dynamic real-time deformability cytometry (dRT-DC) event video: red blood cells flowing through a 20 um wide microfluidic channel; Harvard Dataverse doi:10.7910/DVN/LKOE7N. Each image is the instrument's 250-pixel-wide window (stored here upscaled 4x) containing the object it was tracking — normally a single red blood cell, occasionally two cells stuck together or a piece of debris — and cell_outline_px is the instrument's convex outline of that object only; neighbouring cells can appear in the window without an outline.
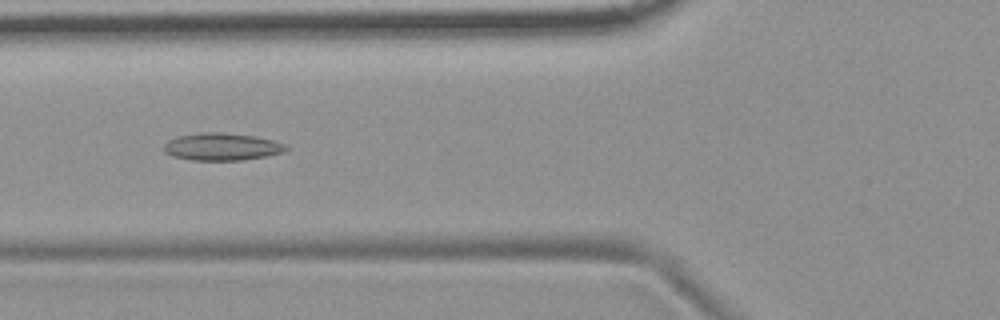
{"species": "common noctule bat (a hibernating species)", "species_latin": "Nyctalus noctula", "temperature_condition": "room temperature", "stored_images_in_passage": 54, "camera_frame_rate_fps": 3000, "um_per_image_px": 0.085, "animal": {"sex": "female", "body_mass_g": 19.9}, "frame": {"image": 1, "passage_image": 20, "time_ms": 6.333, "image_size_px": [1000, 320], "cell_outline_px": [[292, 148], [284, 152], [244, 160], [192, 160], [172, 156], [164, 152], [164, 144], [168, 140], [176, 136], [200, 132], [220, 132], [256, 136], [272, 140], [284, 144]], "centroid_in_image_um": [18.85, 12.46], "position_along_channel_um": 106.9, "area_um2": 19.65}}
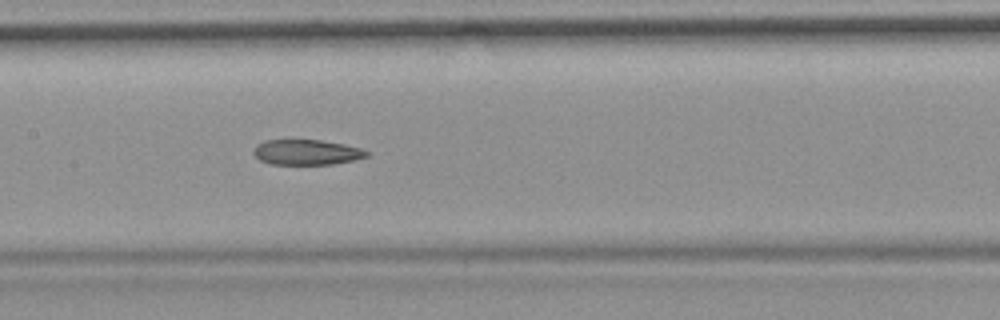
{"frame": {"image": 2, "passage_image": 26, "time_ms": 8.333, "image_size_px": [1000, 320], "cell_outline_px": [[368, 156], [356, 160], [336, 164], [272, 164], [260, 160], [252, 152], [256, 144], [264, 140], [320, 140], [344, 144], [360, 148], [368, 152]], "centroid_in_image_um": [26.06, 12.94], "position_along_channel_um": 181.3, "area_um2": 16.7}}
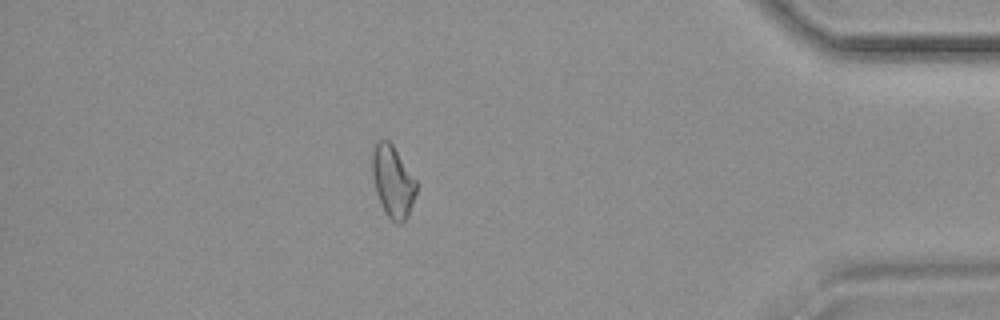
{"frame": {"image": 3, "passage_image": 47, "time_ms": 15.333, "image_size_px": [1000, 320], "cell_outline_px": [[416, 192], [408, 216], [400, 224], [396, 224], [384, 212], [376, 192], [372, 176], [372, 148], [380, 140], [388, 140], [392, 144], [416, 180]], "centroid_in_image_um": [33.37, 15.43], "position_along_channel_um": 401.8, "area_um2": 18.26}, "authors_computed_cell_mechanics": {"area_um2": 18.496, "velocity_mm_per_s": 3.7193, "shape_relaxation_time_tau1_ms": null, "shape_relaxation_time_tau2_ms": 6.9215, "deformation_change_tau1": null, "deformation_change_tau2": 0.1463}}